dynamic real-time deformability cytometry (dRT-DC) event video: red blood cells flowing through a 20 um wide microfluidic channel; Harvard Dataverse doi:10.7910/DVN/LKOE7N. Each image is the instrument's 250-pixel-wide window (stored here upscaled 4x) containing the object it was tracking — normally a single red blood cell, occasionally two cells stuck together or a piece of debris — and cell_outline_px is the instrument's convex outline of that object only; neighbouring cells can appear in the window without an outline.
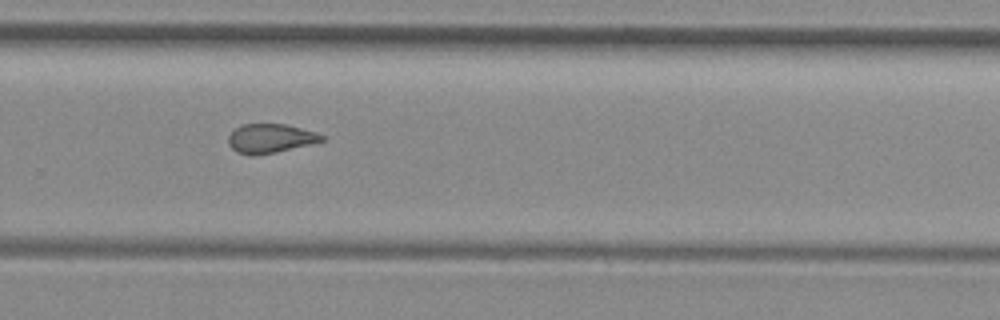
{"species": "common noctule bat (a hibernating species)", "species_latin": "Nyctalus noctula", "temperature_condition": "room temperature", "stored_images_in_passage": 31, "camera_frame_rate_fps": 3000, "um_per_image_px": 0.085, "animal": {"sex": "female", "body_mass_g": 29.2, "forearm_length_mm": 56.3}, "frame": {"image": 1, "passage_image": 18, "time_ms": 5.667, "image_size_px": [1000, 320], "cell_outline_px": [[324, 140], [312, 144], [276, 152], [256, 156], [248, 156], [236, 152], [228, 144], [228, 136], [240, 124], [284, 124], [316, 132], [324, 136]], "centroid_in_image_um": [22.95, 11.78], "position_along_channel_um": 306.9, "area_um2": 15.95}}